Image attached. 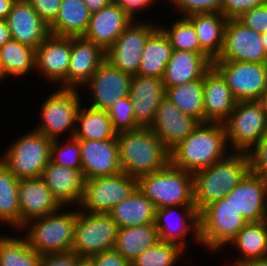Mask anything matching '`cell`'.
Here are the masks:
<instances>
[{"mask_svg": "<svg viewBox=\"0 0 267 266\" xmlns=\"http://www.w3.org/2000/svg\"><path fill=\"white\" fill-rule=\"evenodd\" d=\"M160 241L155 224H145L118 229L114 249L130 263L147 248Z\"/></svg>", "mask_w": 267, "mask_h": 266, "instance_id": "obj_34", "label": "cell"}, {"mask_svg": "<svg viewBox=\"0 0 267 266\" xmlns=\"http://www.w3.org/2000/svg\"><path fill=\"white\" fill-rule=\"evenodd\" d=\"M118 225L108 213H87L79 210L74 226L72 251L81 258L114 249Z\"/></svg>", "mask_w": 267, "mask_h": 266, "instance_id": "obj_10", "label": "cell"}, {"mask_svg": "<svg viewBox=\"0 0 267 266\" xmlns=\"http://www.w3.org/2000/svg\"><path fill=\"white\" fill-rule=\"evenodd\" d=\"M258 101L262 104L263 109L265 110V113L267 115V89L264 91V93L262 94L261 98Z\"/></svg>", "mask_w": 267, "mask_h": 266, "instance_id": "obj_56", "label": "cell"}, {"mask_svg": "<svg viewBox=\"0 0 267 266\" xmlns=\"http://www.w3.org/2000/svg\"><path fill=\"white\" fill-rule=\"evenodd\" d=\"M19 179L0 159V222L20 232Z\"/></svg>", "mask_w": 267, "mask_h": 266, "instance_id": "obj_37", "label": "cell"}, {"mask_svg": "<svg viewBox=\"0 0 267 266\" xmlns=\"http://www.w3.org/2000/svg\"><path fill=\"white\" fill-rule=\"evenodd\" d=\"M116 139L122 172L131 177L160 171L170 162V151L149 127L117 133Z\"/></svg>", "mask_w": 267, "mask_h": 266, "instance_id": "obj_2", "label": "cell"}, {"mask_svg": "<svg viewBox=\"0 0 267 266\" xmlns=\"http://www.w3.org/2000/svg\"><path fill=\"white\" fill-rule=\"evenodd\" d=\"M0 62L8 77H24L35 71V49L10 39L0 48Z\"/></svg>", "mask_w": 267, "mask_h": 266, "instance_id": "obj_38", "label": "cell"}, {"mask_svg": "<svg viewBox=\"0 0 267 266\" xmlns=\"http://www.w3.org/2000/svg\"><path fill=\"white\" fill-rule=\"evenodd\" d=\"M76 123L78 124H76L74 137L79 140L103 141L117 138V132L113 129L108 111L81 105Z\"/></svg>", "mask_w": 267, "mask_h": 266, "instance_id": "obj_35", "label": "cell"}, {"mask_svg": "<svg viewBox=\"0 0 267 266\" xmlns=\"http://www.w3.org/2000/svg\"><path fill=\"white\" fill-rule=\"evenodd\" d=\"M194 26L201 48L213 59L221 54L227 18L221 12L194 13L186 17Z\"/></svg>", "mask_w": 267, "mask_h": 266, "instance_id": "obj_29", "label": "cell"}, {"mask_svg": "<svg viewBox=\"0 0 267 266\" xmlns=\"http://www.w3.org/2000/svg\"><path fill=\"white\" fill-rule=\"evenodd\" d=\"M11 39L36 49L51 33L28 0H16L6 18Z\"/></svg>", "mask_w": 267, "mask_h": 266, "instance_id": "obj_22", "label": "cell"}, {"mask_svg": "<svg viewBox=\"0 0 267 266\" xmlns=\"http://www.w3.org/2000/svg\"><path fill=\"white\" fill-rule=\"evenodd\" d=\"M113 129L117 132L130 131L140 128L134 118L133 105L129 96L117 100L108 110Z\"/></svg>", "mask_w": 267, "mask_h": 266, "instance_id": "obj_43", "label": "cell"}, {"mask_svg": "<svg viewBox=\"0 0 267 266\" xmlns=\"http://www.w3.org/2000/svg\"><path fill=\"white\" fill-rule=\"evenodd\" d=\"M79 90L69 88H57L55 92L46 98L39 111L41 121L35 131L48 138L59 139L61 134L69 133L74 137L77 114L81 107ZM42 122V123H41Z\"/></svg>", "mask_w": 267, "mask_h": 266, "instance_id": "obj_9", "label": "cell"}, {"mask_svg": "<svg viewBox=\"0 0 267 266\" xmlns=\"http://www.w3.org/2000/svg\"><path fill=\"white\" fill-rule=\"evenodd\" d=\"M247 223L226 197L215 201L199 213L200 245L214 252L223 250Z\"/></svg>", "mask_w": 267, "mask_h": 266, "instance_id": "obj_6", "label": "cell"}, {"mask_svg": "<svg viewBox=\"0 0 267 266\" xmlns=\"http://www.w3.org/2000/svg\"><path fill=\"white\" fill-rule=\"evenodd\" d=\"M237 20L260 34L267 32V2L243 13Z\"/></svg>", "mask_w": 267, "mask_h": 266, "instance_id": "obj_46", "label": "cell"}, {"mask_svg": "<svg viewBox=\"0 0 267 266\" xmlns=\"http://www.w3.org/2000/svg\"><path fill=\"white\" fill-rule=\"evenodd\" d=\"M81 257L73 251L41 256L40 266H77Z\"/></svg>", "mask_w": 267, "mask_h": 266, "instance_id": "obj_49", "label": "cell"}, {"mask_svg": "<svg viewBox=\"0 0 267 266\" xmlns=\"http://www.w3.org/2000/svg\"><path fill=\"white\" fill-rule=\"evenodd\" d=\"M40 18L50 25L57 17L62 0H28Z\"/></svg>", "mask_w": 267, "mask_h": 266, "instance_id": "obj_48", "label": "cell"}, {"mask_svg": "<svg viewBox=\"0 0 267 266\" xmlns=\"http://www.w3.org/2000/svg\"><path fill=\"white\" fill-rule=\"evenodd\" d=\"M5 78H8V76L5 74L2 64L0 62V81L4 80Z\"/></svg>", "mask_w": 267, "mask_h": 266, "instance_id": "obj_59", "label": "cell"}, {"mask_svg": "<svg viewBox=\"0 0 267 266\" xmlns=\"http://www.w3.org/2000/svg\"><path fill=\"white\" fill-rule=\"evenodd\" d=\"M234 245L240 256L229 266L267 258V221L247 223L229 243Z\"/></svg>", "mask_w": 267, "mask_h": 266, "instance_id": "obj_30", "label": "cell"}, {"mask_svg": "<svg viewBox=\"0 0 267 266\" xmlns=\"http://www.w3.org/2000/svg\"><path fill=\"white\" fill-rule=\"evenodd\" d=\"M250 172L267 182V135L248 152Z\"/></svg>", "mask_w": 267, "mask_h": 266, "instance_id": "obj_45", "label": "cell"}, {"mask_svg": "<svg viewBox=\"0 0 267 266\" xmlns=\"http://www.w3.org/2000/svg\"><path fill=\"white\" fill-rule=\"evenodd\" d=\"M199 122L183 114L166 96L161 100L149 127L170 151L183 141Z\"/></svg>", "mask_w": 267, "mask_h": 266, "instance_id": "obj_20", "label": "cell"}, {"mask_svg": "<svg viewBox=\"0 0 267 266\" xmlns=\"http://www.w3.org/2000/svg\"><path fill=\"white\" fill-rule=\"evenodd\" d=\"M70 56L71 36L50 34L35 49V70L39 71L46 81L54 82L59 88H67Z\"/></svg>", "mask_w": 267, "mask_h": 266, "instance_id": "obj_16", "label": "cell"}, {"mask_svg": "<svg viewBox=\"0 0 267 266\" xmlns=\"http://www.w3.org/2000/svg\"><path fill=\"white\" fill-rule=\"evenodd\" d=\"M90 15L83 0H62L57 17L49 25L50 33L58 36H83L88 28Z\"/></svg>", "mask_w": 267, "mask_h": 266, "instance_id": "obj_33", "label": "cell"}, {"mask_svg": "<svg viewBox=\"0 0 267 266\" xmlns=\"http://www.w3.org/2000/svg\"><path fill=\"white\" fill-rule=\"evenodd\" d=\"M226 199L248 223L267 219V182L251 172L226 195Z\"/></svg>", "mask_w": 267, "mask_h": 266, "instance_id": "obj_18", "label": "cell"}, {"mask_svg": "<svg viewBox=\"0 0 267 266\" xmlns=\"http://www.w3.org/2000/svg\"><path fill=\"white\" fill-rule=\"evenodd\" d=\"M33 130V131H32ZM17 137L5 150L1 161L20 180L39 178L50 162L52 139L34 130Z\"/></svg>", "mask_w": 267, "mask_h": 266, "instance_id": "obj_7", "label": "cell"}, {"mask_svg": "<svg viewBox=\"0 0 267 266\" xmlns=\"http://www.w3.org/2000/svg\"><path fill=\"white\" fill-rule=\"evenodd\" d=\"M70 211H65L62 206L54 213L25 223L20 230L28 229L23 236L28 246L40 256L72 251L74 226L79 208Z\"/></svg>", "mask_w": 267, "mask_h": 266, "instance_id": "obj_4", "label": "cell"}, {"mask_svg": "<svg viewBox=\"0 0 267 266\" xmlns=\"http://www.w3.org/2000/svg\"><path fill=\"white\" fill-rule=\"evenodd\" d=\"M228 154L231 155L192 173L194 206L198 213L209 204L225 198L250 172L247 153L230 151Z\"/></svg>", "mask_w": 267, "mask_h": 266, "instance_id": "obj_3", "label": "cell"}, {"mask_svg": "<svg viewBox=\"0 0 267 266\" xmlns=\"http://www.w3.org/2000/svg\"><path fill=\"white\" fill-rule=\"evenodd\" d=\"M261 39H262V43H263L264 48H265V52L267 54V32L261 34Z\"/></svg>", "mask_w": 267, "mask_h": 266, "instance_id": "obj_58", "label": "cell"}, {"mask_svg": "<svg viewBox=\"0 0 267 266\" xmlns=\"http://www.w3.org/2000/svg\"><path fill=\"white\" fill-rule=\"evenodd\" d=\"M174 49L163 30L158 27L149 37L142 52L137 75L161 78Z\"/></svg>", "mask_w": 267, "mask_h": 266, "instance_id": "obj_32", "label": "cell"}, {"mask_svg": "<svg viewBox=\"0 0 267 266\" xmlns=\"http://www.w3.org/2000/svg\"><path fill=\"white\" fill-rule=\"evenodd\" d=\"M55 139L51 143L50 161L73 169H81V140L69 137L65 145Z\"/></svg>", "mask_w": 267, "mask_h": 266, "instance_id": "obj_42", "label": "cell"}, {"mask_svg": "<svg viewBox=\"0 0 267 266\" xmlns=\"http://www.w3.org/2000/svg\"><path fill=\"white\" fill-rule=\"evenodd\" d=\"M108 214L119 228L153 224L156 207L137 188L129 198L117 204Z\"/></svg>", "mask_w": 267, "mask_h": 266, "instance_id": "obj_31", "label": "cell"}, {"mask_svg": "<svg viewBox=\"0 0 267 266\" xmlns=\"http://www.w3.org/2000/svg\"><path fill=\"white\" fill-rule=\"evenodd\" d=\"M267 0H222L220 12L228 19H237L243 13L256 8Z\"/></svg>", "mask_w": 267, "mask_h": 266, "instance_id": "obj_47", "label": "cell"}, {"mask_svg": "<svg viewBox=\"0 0 267 266\" xmlns=\"http://www.w3.org/2000/svg\"><path fill=\"white\" fill-rule=\"evenodd\" d=\"M159 27L166 34L174 50L207 54L200 46L193 24L186 17L176 19L169 27L168 25Z\"/></svg>", "mask_w": 267, "mask_h": 266, "instance_id": "obj_40", "label": "cell"}, {"mask_svg": "<svg viewBox=\"0 0 267 266\" xmlns=\"http://www.w3.org/2000/svg\"><path fill=\"white\" fill-rule=\"evenodd\" d=\"M77 266H94L89 258H80Z\"/></svg>", "mask_w": 267, "mask_h": 266, "instance_id": "obj_57", "label": "cell"}, {"mask_svg": "<svg viewBox=\"0 0 267 266\" xmlns=\"http://www.w3.org/2000/svg\"><path fill=\"white\" fill-rule=\"evenodd\" d=\"M81 169L85 180L122 172L117 139L81 140Z\"/></svg>", "mask_w": 267, "mask_h": 266, "instance_id": "obj_19", "label": "cell"}, {"mask_svg": "<svg viewBox=\"0 0 267 266\" xmlns=\"http://www.w3.org/2000/svg\"><path fill=\"white\" fill-rule=\"evenodd\" d=\"M165 96L185 115L204 123L203 78L165 89Z\"/></svg>", "mask_w": 267, "mask_h": 266, "instance_id": "obj_36", "label": "cell"}, {"mask_svg": "<svg viewBox=\"0 0 267 266\" xmlns=\"http://www.w3.org/2000/svg\"><path fill=\"white\" fill-rule=\"evenodd\" d=\"M138 189L156 209L172 206H194L193 175L170 162L160 171L138 178Z\"/></svg>", "mask_w": 267, "mask_h": 266, "instance_id": "obj_5", "label": "cell"}, {"mask_svg": "<svg viewBox=\"0 0 267 266\" xmlns=\"http://www.w3.org/2000/svg\"><path fill=\"white\" fill-rule=\"evenodd\" d=\"M213 61L267 63L261 34L245 27L237 19L227 20L222 52Z\"/></svg>", "mask_w": 267, "mask_h": 266, "instance_id": "obj_14", "label": "cell"}, {"mask_svg": "<svg viewBox=\"0 0 267 266\" xmlns=\"http://www.w3.org/2000/svg\"><path fill=\"white\" fill-rule=\"evenodd\" d=\"M185 251L179 244L161 240L137 256L131 266H174Z\"/></svg>", "mask_w": 267, "mask_h": 266, "instance_id": "obj_41", "label": "cell"}, {"mask_svg": "<svg viewBox=\"0 0 267 266\" xmlns=\"http://www.w3.org/2000/svg\"><path fill=\"white\" fill-rule=\"evenodd\" d=\"M89 259L94 266H131V263L115 249L100 252Z\"/></svg>", "mask_w": 267, "mask_h": 266, "instance_id": "obj_50", "label": "cell"}, {"mask_svg": "<svg viewBox=\"0 0 267 266\" xmlns=\"http://www.w3.org/2000/svg\"><path fill=\"white\" fill-rule=\"evenodd\" d=\"M105 54L106 52L99 45L86 40L82 36L71 37L67 88L79 89L83 87L105 60Z\"/></svg>", "mask_w": 267, "mask_h": 266, "instance_id": "obj_26", "label": "cell"}, {"mask_svg": "<svg viewBox=\"0 0 267 266\" xmlns=\"http://www.w3.org/2000/svg\"><path fill=\"white\" fill-rule=\"evenodd\" d=\"M238 266H267V258L248 261Z\"/></svg>", "mask_w": 267, "mask_h": 266, "instance_id": "obj_55", "label": "cell"}, {"mask_svg": "<svg viewBox=\"0 0 267 266\" xmlns=\"http://www.w3.org/2000/svg\"><path fill=\"white\" fill-rule=\"evenodd\" d=\"M204 123H224L237 104L230 87L212 66L203 78Z\"/></svg>", "mask_w": 267, "mask_h": 266, "instance_id": "obj_25", "label": "cell"}, {"mask_svg": "<svg viewBox=\"0 0 267 266\" xmlns=\"http://www.w3.org/2000/svg\"><path fill=\"white\" fill-rule=\"evenodd\" d=\"M41 178L65 209L66 205H79L85 183L82 169L63 167L50 161L44 168Z\"/></svg>", "mask_w": 267, "mask_h": 266, "instance_id": "obj_27", "label": "cell"}, {"mask_svg": "<svg viewBox=\"0 0 267 266\" xmlns=\"http://www.w3.org/2000/svg\"><path fill=\"white\" fill-rule=\"evenodd\" d=\"M144 21L133 20L105 54L114 67L132 76L137 75L148 37L159 27Z\"/></svg>", "mask_w": 267, "mask_h": 266, "instance_id": "obj_13", "label": "cell"}, {"mask_svg": "<svg viewBox=\"0 0 267 266\" xmlns=\"http://www.w3.org/2000/svg\"><path fill=\"white\" fill-rule=\"evenodd\" d=\"M112 1L113 0H83L91 14L108 6Z\"/></svg>", "mask_w": 267, "mask_h": 266, "instance_id": "obj_52", "label": "cell"}, {"mask_svg": "<svg viewBox=\"0 0 267 266\" xmlns=\"http://www.w3.org/2000/svg\"><path fill=\"white\" fill-rule=\"evenodd\" d=\"M11 39L10 29L6 20H0V48Z\"/></svg>", "mask_w": 267, "mask_h": 266, "instance_id": "obj_53", "label": "cell"}, {"mask_svg": "<svg viewBox=\"0 0 267 266\" xmlns=\"http://www.w3.org/2000/svg\"><path fill=\"white\" fill-rule=\"evenodd\" d=\"M41 256L20 236H0V266H40Z\"/></svg>", "mask_w": 267, "mask_h": 266, "instance_id": "obj_39", "label": "cell"}, {"mask_svg": "<svg viewBox=\"0 0 267 266\" xmlns=\"http://www.w3.org/2000/svg\"><path fill=\"white\" fill-rule=\"evenodd\" d=\"M18 196L20 229L28 221L54 213L62 207L41 177L20 179Z\"/></svg>", "mask_w": 267, "mask_h": 266, "instance_id": "obj_24", "label": "cell"}, {"mask_svg": "<svg viewBox=\"0 0 267 266\" xmlns=\"http://www.w3.org/2000/svg\"><path fill=\"white\" fill-rule=\"evenodd\" d=\"M223 124L232 152L247 153L267 135V115L258 100L238 101Z\"/></svg>", "mask_w": 267, "mask_h": 266, "instance_id": "obj_8", "label": "cell"}, {"mask_svg": "<svg viewBox=\"0 0 267 266\" xmlns=\"http://www.w3.org/2000/svg\"><path fill=\"white\" fill-rule=\"evenodd\" d=\"M16 0H0V20H6Z\"/></svg>", "mask_w": 267, "mask_h": 266, "instance_id": "obj_54", "label": "cell"}, {"mask_svg": "<svg viewBox=\"0 0 267 266\" xmlns=\"http://www.w3.org/2000/svg\"><path fill=\"white\" fill-rule=\"evenodd\" d=\"M165 97V87L161 78L133 75L129 98L133 105L134 118L140 127H150L156 110Z\"/></svg>", "mask_w": 267, "mask_h": 266, "instance_id": "obj_23", "label": "cell"}, {"mask_svg": "<svg viewBox=\"0 0 267 266\" xmlns=\"http://www.w3.org/2000/svg\"><path fill=\"white\" fill-rule=\"evenodd\" d=\"M132 75L122 72L106 59L100 64L91 78L84 84L91 95L89 107L108 111L113 104L128 97ZM88 85V86H87Z\"/></svg>", "mask_w": 267, "mask_h": 266, "instance_id": "obj_15", "label": "cell"}, {"mask_svg": "<svg viewBox=\"0 0 267 266\" xmlns=\"http://www.w3.org/2000/svg\"><path fill=\"white\" fill-rule=\"evenodd\" d=\"M226 130L223 123H199L172 150L170 163L194 173L224 159L228 154Z\"/></svg>", "mask_w": 267, "mask_h": 266, "instance_id": "obj_1", "label": "cell"}, {"mask_svg": "<svg viewBox=\"0 0 267 266\" xmlns=\"http://www.w3.org/2000/svg\"><path fill=\"white\" fill-rule=\"evenodd\" d=\"M212 62L208 54L174 50L162 77L165 89L204 78Z\"/></svg>", "mask_w": 267, "mask_h": 266, "instance_id": "obj_28", "label": "cell"}, {"mask_svg": "<svg viewBox=\"0 0 267 266\" xmlns=\"http://www.w3.org/2000/svg\"><path fill=\"white\" fill-rule=\"evenodd\" d=\"M177 211L178 213H176ZM174 219L176 222H173ZM154 224L162 242L177 243L186 250V247H188L185 241L186 236L191 231L194 235L193 240L200 244L199 213L195 206H172L156 209Z\"/></svg>", "mask_w": 267, "mask_h": 266, "instance_id": "obj_17", "label": "cell"}, {"mask_svg": "<svg viewBox=\"0 0 267 266\" xmlns=\"http://www.w3.org/2000/svg\"><path fill=\"white\" fill-rule=\"evenodd\" d=\"M132 21L133 19L112 1L90 15L88 28L82 37L99 45L106 52Z\"/></svg>", "mask_w": 267, "mask_h": 266, "instance_id": "obj_21", "label": "cell"}, {"mask_svg": "<svg viewBox=\"0 0 267 266\" xmlns=\"http://www.w3.org/2000/svg\"><path fill=\"white\" fill-rule=\"evenodd\" d=\"M118 4L133 20H136L135 12H140L154 3V0H113ZM141 9V10H140ZM140 10V11H139Z\"/></svg>", "mask_w": 267, "mask_h": 266, "instance_id": "obj_51", "label": "cell"}, {"mask_svg": "<svg viewBox=\"0 0 267 266\" xmlns=\"http://www.w3.org/2000/svg\"><path fill=\"white\" fill-rule=\"evenodd\" d=\"M222 0H172V5L182 17L194 13L220 12Z\"/></svg>", "mask_w": 267, "mask_h": 266, "instance_id": "obj_44", "label": "cell"}, {"mask_svg": "<svg viewBox=\"0 0 267 266\" xmlns=\"http://www.w3.org/2000/svg\"><path fill=\"white\" fill-rule=\"evenodd\" d=\"M137 188L138 179L125 172L85 180L78 208L87 213H108Z\"/></svg>", "mask_w": 267, "mask_h": 266, "instance_id": "obj_11", "label": "cell"}, {"mask_svg": "<svg viewBox=\"0 0 267 266\" xmlns=\"http://www.w3.org/2000/svg\"><path fill=\"white\" fill-rule=\"evenodd\" d=\"M237 101H257L267 89V63L213 61Z\"/></svg>", "mask_w": 267, "mask_h": 266, "instance_id": "obj_12", "label": "cell"}]
</instances>
